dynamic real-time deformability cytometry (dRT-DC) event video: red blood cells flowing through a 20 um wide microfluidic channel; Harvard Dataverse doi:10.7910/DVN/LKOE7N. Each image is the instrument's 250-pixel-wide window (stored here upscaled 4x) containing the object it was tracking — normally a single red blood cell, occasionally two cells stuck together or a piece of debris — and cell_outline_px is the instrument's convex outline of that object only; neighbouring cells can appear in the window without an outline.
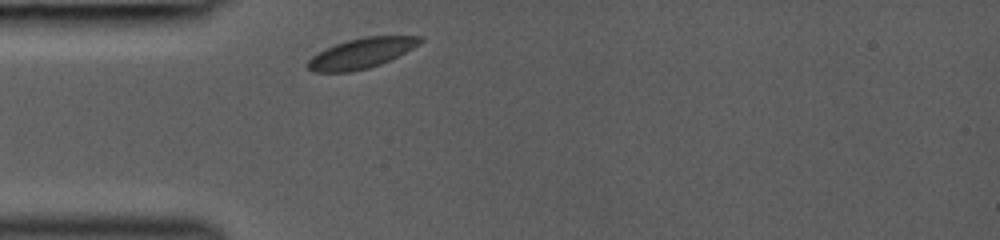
{"species": "common noctule bat (a hibernating species)", "species_latin": "Nyctalus noctula", "temperature_condition": "room temperature", "stored_images_in_passage": 1, "camera_frame_rate_fps": 3000, "um_per_image_px": 0.085, "animal": {"sex": "female", "body_mass_g": 19.0, "forearm_length_mm": 53.3}, "frame": {"image": 1, "passage_image": 1, "time_ms": 0.0, "image_size_px": [1000, 240], "cell_outline_px": [[424, 40], [420, 44], [380, 64], [368, 68], [352, 72], [312, 72], [304, 64], [312, 56], [336, 44], [348, 40], [364, 36], [424, 36]], "centroid_in_image_um": [30.7, 4.53], "position_along_channel_um": 54.3, "area_um2": 19.59}}